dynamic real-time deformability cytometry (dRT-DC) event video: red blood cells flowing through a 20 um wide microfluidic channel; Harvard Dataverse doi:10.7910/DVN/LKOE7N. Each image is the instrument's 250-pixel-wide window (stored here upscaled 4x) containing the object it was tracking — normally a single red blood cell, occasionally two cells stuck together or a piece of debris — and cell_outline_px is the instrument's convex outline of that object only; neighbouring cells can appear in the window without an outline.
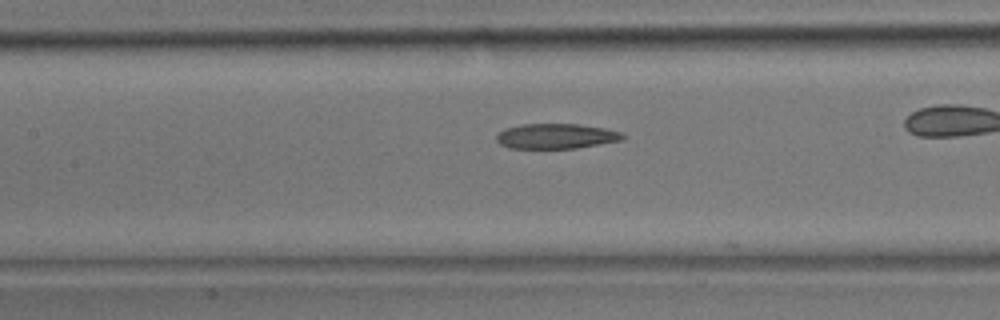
{"species": "common noctule bat (a hibernating species)", "species_latin": "Nyctalus noctula", "temperature_condition": "room temperature", "stored_images_in_passage": 20, "camera_frame_rate_fps": 3000, "um_per_image_px": 0.085, "animal": {"sex": "male", "body_mass_g": 17.9}, "frame": {"image": 1, "passage_image": 14, "time_ms": 4.333, "image_size_px": [1000, 320], "cell_outline_px": [[628, 136], [624, 140], [576, 148], [508, 148], [500, 144], [496, 140], [496, 136], [504, 128], [524, 124], [576, 124], [604, 128], [620, 132]], "centroid_in_image_um": [47.29, 11.58], "position_along_channel_um": 160.1, "area_um2": 18.5}}